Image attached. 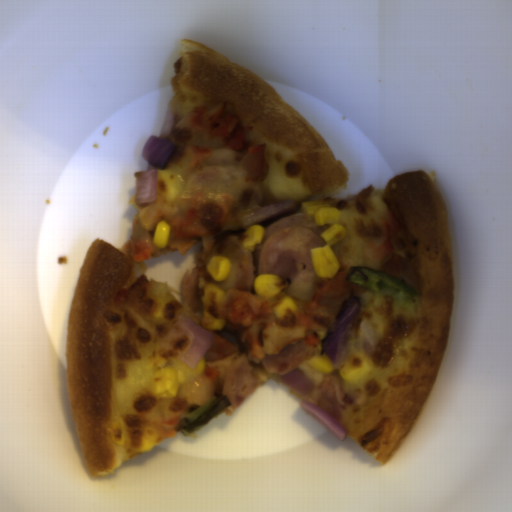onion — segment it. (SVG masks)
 Returning a JSON list of instances; mask_svg holds the SVG:
<instances>
[{"label":"onion","instance_id":"06740285","mask_svg":"<svg viewBox=\"0 0 512 512\" xmlns=\"http://www.w3.org/2000/svg\"><path fill=\"white\" fill-rule=\"evenodd\" d=\"M174 123L175 113L171 107L167 106L161 134L150 135L141 151L144 161L151 166L164 170L173 157L176 149L172 139Z\"/></svg>","mask_w":512,"mask_h":512},{"label":"onion","instance_id":"6bf65262","mask_svg":"<svg viewBox=\"0 0 512 512\" xmlns=\"http://www.w3.org/2000/svg\"><path fill=\"white\" fill-rule=\"evenodd\" d=\"M189 335L190 340L179 360L195 368L214 343V331L201 327L188 317L180 314L176 323Z\"/></svg>","mask_w":512,"mask_h":512},{"label":"onion","instance_id":"55239325","mask_svg":"<svg viewBox=\"0 0 512 512\" xmlns=\"http://www.w3.org/2000/svg\"><path fill=\"white\" fill-rule=\"evenodd\" d=\"M362 311V303L357 295H348L341 304L332 330L328 331L320 344L319 355L335 358L338 354L340 339L350 322Z\"/></svg>","mask_w":512,"mask_h":512},{"label":"onion","instance_id":"23ac38db","mask_svg":"<svg viewBox=\"0 0 512 512\" xmlns=\"http://www.w3.org/2000/svg\"><path fill=\"white\" fill-rule=\"evenodd\" d=\"M135 202L138 206H145L156 201L158 192L159 170L150 168L136 171Z\"/></svg>","mask_w":512,"mask_h":512},{"label":"onion","instance_id":"2ce2d468","mask_svg":"<svg viewBox=\"0 0 512 512\" xmlns=\"http://www.w3.org/2000/svg\"><path fill=\"white\" fill-rule=\"evenodd\" d=\"M299 407L304 412L305 416L312 417L322 427H324L329 433L340 441L346 440L348 436L343 426L334 419L326 410L322 407L309 402L306 399H302L299 402Z\"/></svg>","mask_w":512,"mask_h":512},{"label":"onion","instance_id":"275d332c","mask_svg":"<svg viewBox=\"0 0 512 512\" xmlns=\"http://www.w3.org/2000/svg\"><path fill=\"white\" fill-rule=\"evenodd\" d=\"M280 382L284 386L306 395L315 389V384L303 373L302 369L298 368L285 376H280Z\"/></svg>","mask_w":512,"mask_h":512}]
</instances>
